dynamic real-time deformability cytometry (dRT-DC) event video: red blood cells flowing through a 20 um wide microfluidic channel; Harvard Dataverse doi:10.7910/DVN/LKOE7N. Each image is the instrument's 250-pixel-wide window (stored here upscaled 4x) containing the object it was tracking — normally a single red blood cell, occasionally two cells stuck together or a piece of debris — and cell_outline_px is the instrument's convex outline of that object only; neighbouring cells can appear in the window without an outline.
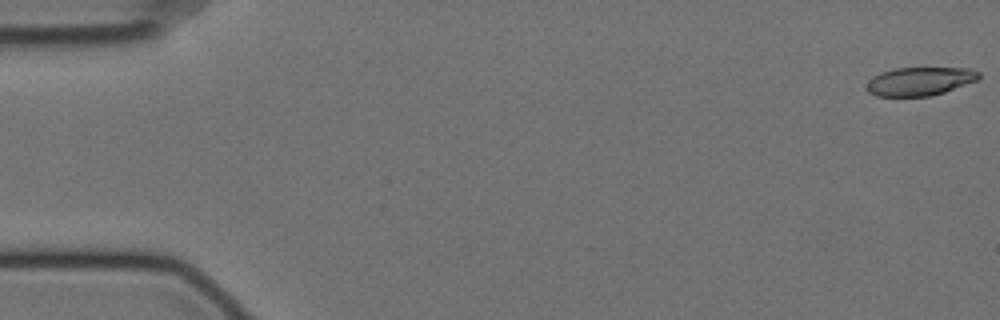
{"species": "Egyptian fruit bat (a non-hibernating species)", "species_latin": "Rousettus aegyptiacus", "temperature_condition": "cold", "stored_images_in_passage": 55, "camera_frame_rate_fps": 3000, "um_per_image_px": 0.085, "animal": {"sex": "female"}, "frame": {"image": 1, "passage_image": 1, "time_ms": 0.0, "image_size_px": [1000, 320], "cell_outline_px": [[980, 80], [932, 96], [876, 96], [868, 92], [868, 80], [872, 76], [880, 72], [896, 68], [968, 68], [980, 72]], "centroid_in_image_um": [78.21, 6.91], "position_along_channel_um": 6.8, "area_um2": 18.73}}
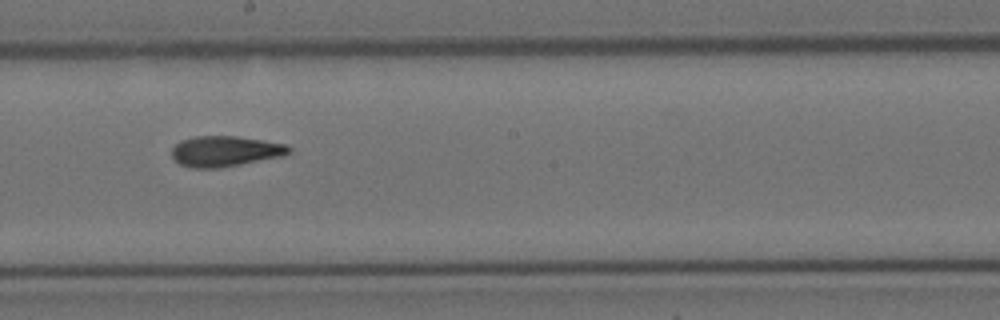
{"frame": {"image": 2, "passage_image": 32, "time_ms": 10.333, "image_size_px": [1000, 320], "cell_outline_px": [[292, 152], [284, 156], [220, 168], [192, 168], [180, 164], [172, 156], [172, 148], [180, 140], [196, 136], [236, 136], [288, 144], [292, 148]], "centroid_in_image_um": [19.18, 12.85], "position_along_channel_um": 229.0, "area_um2": 21.04}}
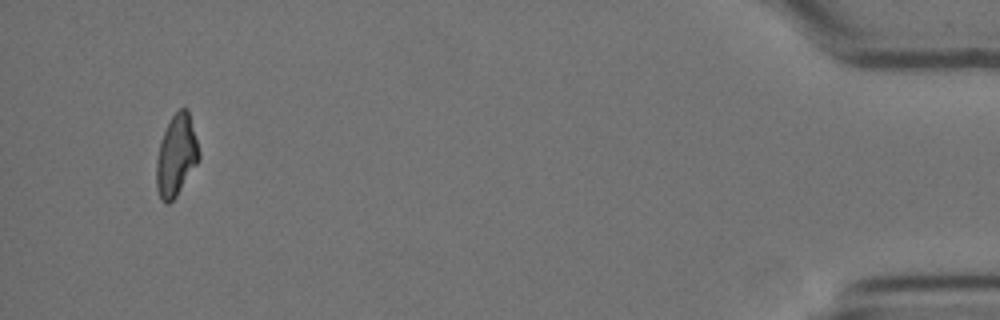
{"frame": {"image": 3, "passage_image": 55, "time_ms": 18.0, "image_size_px": [1000, 320], "cell_outline_px": [[200, 160], [176, 196], [168, 204], [164, 204], [160, 200], [156, 188], [156, 160], [160, 140], [172, 116], [180, 108], [188, 108], [200, 152]], "centroid_in_image_um": [14.98, 13.24], "position_along_channel_um": 420.2, "area_um2": 20.35}, "authors_computed_cell_mechanics": {"area_um2": 20.519, "velocity_mm_per_s": 3.5188, "shape_relaxation_time_tau1_ms": 9.5963, "shape_relaxation_time_tau2_ms": 4.0934, "deformation_change_tau1": 0.2328, "deformation_change_tau2": 0.1331}}